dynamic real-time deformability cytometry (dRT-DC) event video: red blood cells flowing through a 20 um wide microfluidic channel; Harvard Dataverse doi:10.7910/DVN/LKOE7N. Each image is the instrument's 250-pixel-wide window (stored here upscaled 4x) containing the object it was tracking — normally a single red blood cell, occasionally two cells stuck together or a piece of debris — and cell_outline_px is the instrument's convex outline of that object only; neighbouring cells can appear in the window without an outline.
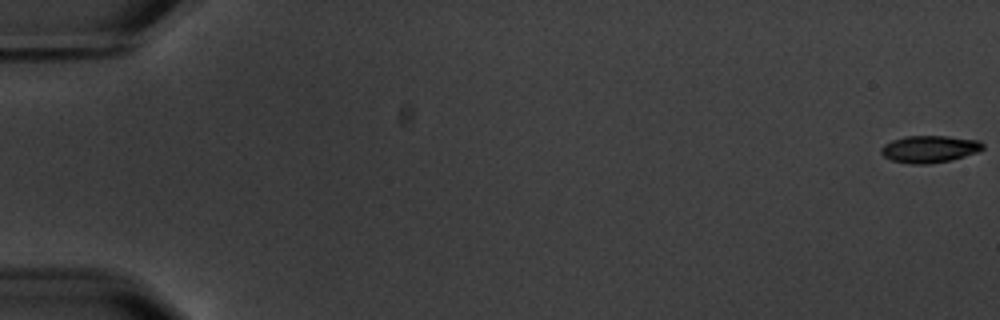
{"species": "common noctule bat (a hibernating species)", "species_latin": "Nyctalus noctula", "temperature_condition": "warm", "stored_images_in_passage": 6, "segment_of_instrument_passage": [2, 2], "camera_frame_rate_fps": 3000, "um_per_image_px": 0.085, "animal": {"sex": "male", "body_mass_g": 20.1, "forearm_length_mm": 53.5}, "frame": {"image": 1, "passage_image": 6, "time_ms": 6.0, "image_size_px": [1000, 320], "cell_outline_px": [[984, 148], [976, 152], [952, 160], [928, 164], [908, 164], [892, 160], [884, 156], [880, 152], [880, 148], [884, 144], [892, 140], [904, 136], [948, 136], [980, 140], [984, 144]], "centroid_in_image_um": [79.0, 12.66], "position_along_channel_um": 6.0, "area_um2": 16.18}}